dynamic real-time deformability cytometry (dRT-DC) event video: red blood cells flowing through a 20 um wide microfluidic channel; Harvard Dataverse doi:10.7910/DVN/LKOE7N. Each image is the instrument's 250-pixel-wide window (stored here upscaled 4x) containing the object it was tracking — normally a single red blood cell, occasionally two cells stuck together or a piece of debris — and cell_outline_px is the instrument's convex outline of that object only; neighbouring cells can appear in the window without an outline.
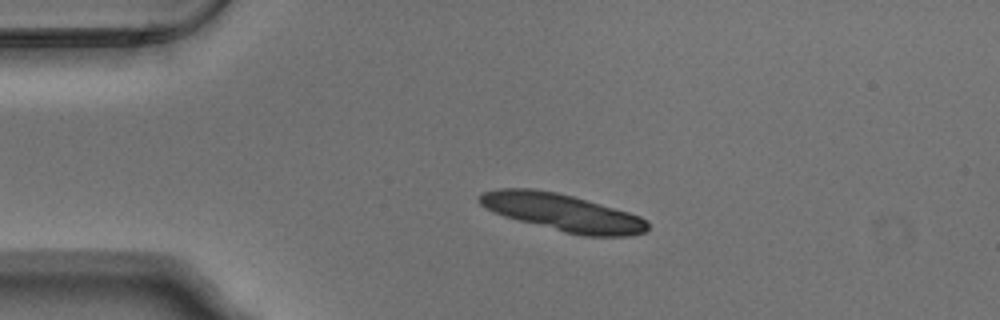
{"species": "Egyptian fruit bat (a non-hibernating species)", "species_latin": "Rousettus aegyptiacus", "temperature_condition": "warm", "stored_images_in_passage": 42, "segment_of_instrument_passage": [1, 2], "camera_frame_rate_fps": 3000, "um_per_image_px": 0.085, "animal": {"sex": "male"}, "frame": {"image": 1, "passage_image": 1, "time_ms": 0.0, "image_size_px": [1000, 320], "cell_outline_px": [[648, 228], [644, 232], [628, 236], [584, 236], [564, 232], [504, 216], [492, 212], [480, 204], [476, 200], [476, 196], [480, 192], [500, 188], [532, 188], [556, 192], [572, 196], [628, 212], [640, 216], [648, 220]], "centroid_in_image_um": [47.76, 18.05], "position_along_channel_um": 37.2, "area_um2": 36.47}}